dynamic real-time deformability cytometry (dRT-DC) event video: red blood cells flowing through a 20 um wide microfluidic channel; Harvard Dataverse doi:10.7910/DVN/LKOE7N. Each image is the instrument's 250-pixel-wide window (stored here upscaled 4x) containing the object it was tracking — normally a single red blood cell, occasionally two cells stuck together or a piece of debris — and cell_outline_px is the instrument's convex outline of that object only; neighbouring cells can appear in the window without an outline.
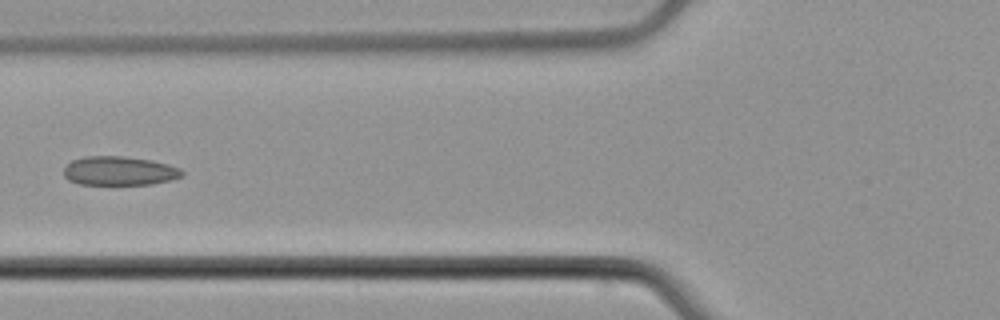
{"species": "common noctule bat (a hibernating species)", "species_latin": "Nyctalus noctula", "temperature_condition": "cold", "stored_images_in_passage": 7, "camera_frame_rate_fps": 3000, "um_per_image_px": 0.085, "animal": {"sex": "male", "body_mass_g": 21.5, "forearm_length_mm": 52.0}, "frame": {"image": 1, "passage_image": 6, "time_ms": 7.0, "image_size_px": [1000, 320], "cell_outline_px": [[184, 176], [172, 180], [152, 184], [80, 184], [68, 180], [64, 176], [64, 168], [72, 160], [84, 156], [124, 156], [152, 160], [168, 164], [180, 168], [184, 172]], "centroid_in_image_um": [10.17, 14.52], "position_along_channel_um": 115.6, "area_um2": 20.11}}
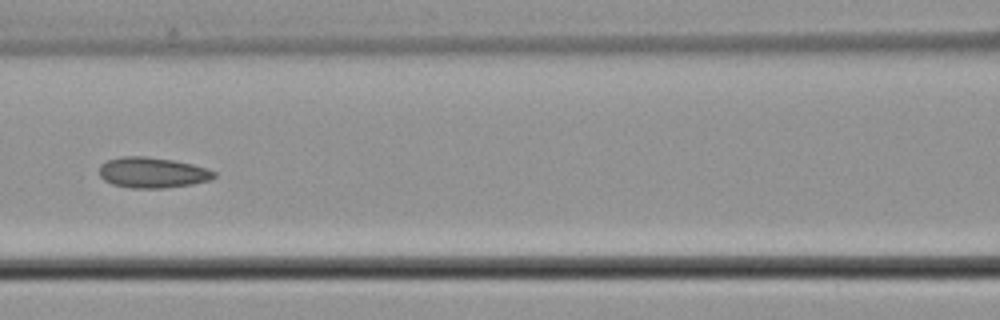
{"frame": {"image": 2, "passage_image": 7, "time_ms": 8.0, "image_size_px": [1000, 320], "cell_outline_px": [[216, 176], [212, 180], [192, 184], [164, 188], [132, 188], [112, 184], [104, 180], [100, 176], [100, 164], [108, 160], [120, 156], [144, 156], [172, 160], [192, 164], [208, 168], [216, 172]], "centroid_in_image_um": [12.98, 14.67], "position_along_channel_um": 153.6, "area_um2": 20.58}}